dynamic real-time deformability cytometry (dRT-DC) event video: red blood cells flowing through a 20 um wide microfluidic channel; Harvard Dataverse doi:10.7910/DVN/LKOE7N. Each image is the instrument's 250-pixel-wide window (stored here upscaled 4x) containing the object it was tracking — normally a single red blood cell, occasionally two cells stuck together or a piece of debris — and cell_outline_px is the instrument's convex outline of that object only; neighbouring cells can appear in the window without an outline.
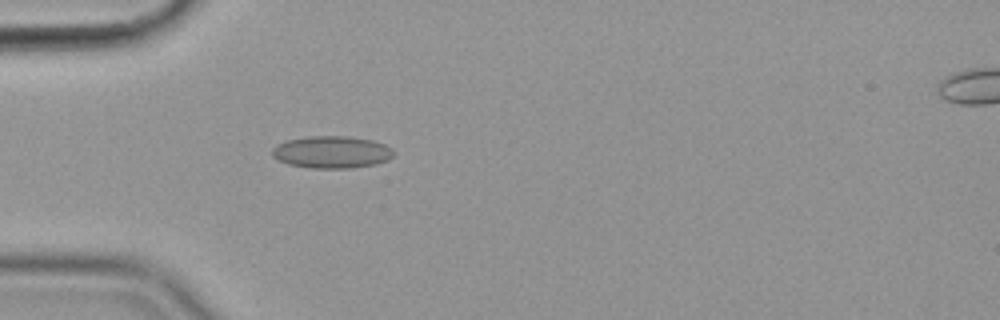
{"species": "common noctule bat (a hibernating species)", "species_latin": "Nyctalus noctula", "temperature_condition": "cold", "stored_images_in_passage": 41, "camera_frame_rate_fps": 3000, "um_per_image_px": 0.085, "animal": {"sex": "female", "body_mass_g": 19.9}, "frame": {"image": 1, "passage_image": 2, "time_ms": 0.333, "image_size_px": [1000, 320], "cell_outline_px": [[396, 152], [388, 160], [376, 164], [352, 168], [308, 168], [288, 164], [272, 156], [272, 148], [276, 144], [288, 140], [308, 136], [348, 136], [372, 140], [384, 144], [392, 148]], "centroid_in_image_um": [28.21, 12.93], "position_along_channel_um": 56.8, "area_um2": 22.95}}
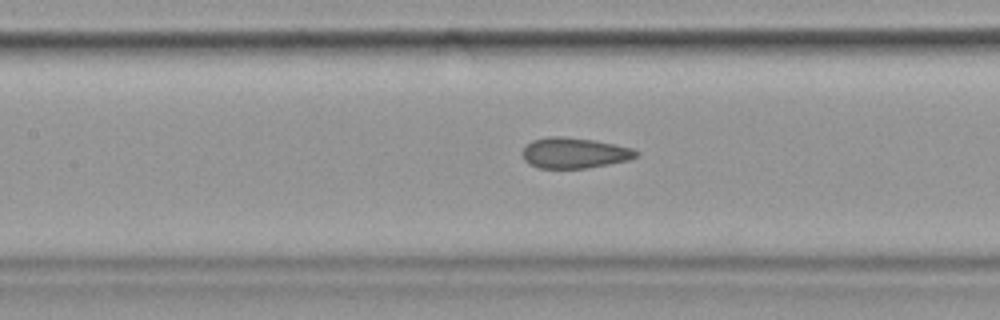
{"frame": {"image": 2, "passage_image": 11, "time_ms": 3.333, "image_size_px": [1000, 320], "cell_outline_px": [[640, 152], [632, 160], [588, 168], [540, 168], [528, 164], [524, 160], [520, 152], [532, 140], [548, 136], [564, 136], [592, 140], [632, 148]], "centroid_in_image_um": [48.8, 13.01], "position_along_channel_um": 158.6, "area_um2": 20.46}}
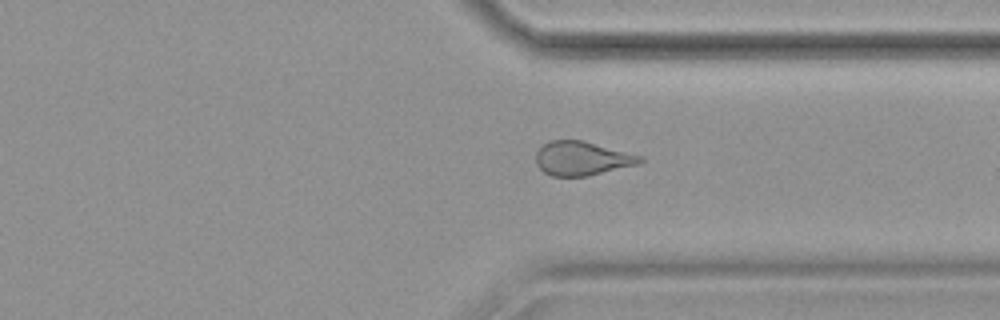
{"frame": {"image": 3, "passage_image": 28, "time_ms": 9.0, "image_size_px": [1000, 320], "cell_outline_px": [[644, 160], [640, 164], [588, 176], [552, 176], [544, 172], [536, 164], [536, 152], [544, 144], [552, 140], [580, 140], [644, 156]], "centroid_in_image_um": [49.49, 13.47], "position_along_channel_um": 361.9, "area_um2": 20.58}, "authors_computed_cell_mechanics": {"area_um2": 20.808, "velocity_mm_per_s": 3.5886, "shape_relaxation_time_tau1_ms": null, "shape_relaxation_time_tau2_ms": 1.7418, "deformation_change_tau1": null, "deformation_change_tau2": 0.1017}}